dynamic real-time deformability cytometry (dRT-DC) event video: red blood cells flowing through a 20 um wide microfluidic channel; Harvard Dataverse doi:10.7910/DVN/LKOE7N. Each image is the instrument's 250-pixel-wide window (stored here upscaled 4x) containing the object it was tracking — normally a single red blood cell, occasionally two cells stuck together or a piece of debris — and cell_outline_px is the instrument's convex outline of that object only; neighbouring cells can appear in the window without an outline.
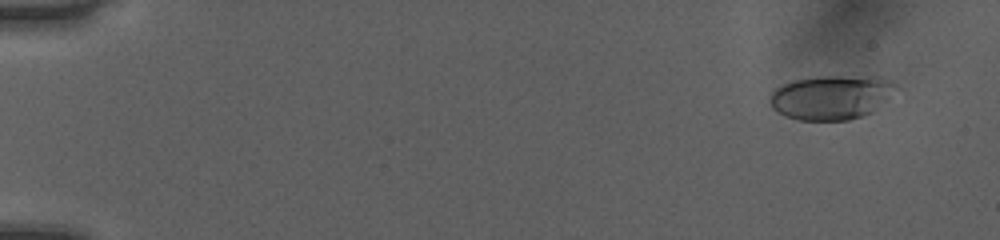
{"species": "human", "species_latin": "Homo sapiens", "temperature_condition": "room temperature", "stored_images_in_passage": 52, "camera_frame_rate_fps": 3000, "um_per_image_px": 0.085, "donor": {"sex": "female"}, "frame": {"image": 1, "passage_image": 4, "time_ms": 1.0, "image_size_px": [1000, 240], "cell_outline_px": [[900, 88], [872, 112], [848, 120], [800, 120], [784, 116], [776, 112], [772, 108], [772, 92], [776, 88], [784, 84], [796, 80], [820, 76], [840, 76], [892, 80]], "centroid_in_image_um": [70.66, 8.29], "position_along_channel_um": 14.3, "area_um2": 32.02}}
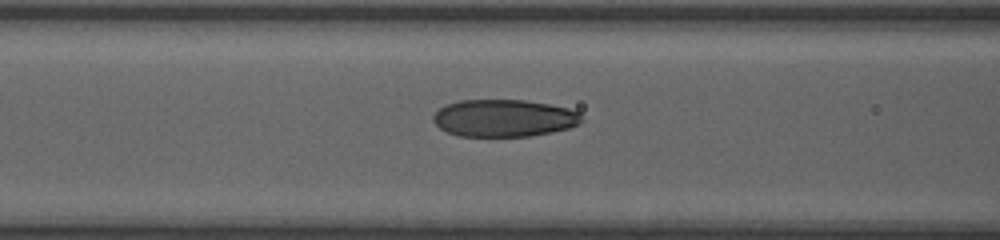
{"frame": {"image": 2, "passage_image": 23, "time_ms": 7.333, "image_size_px": [1000, 240], "cell_outline_px": [[584, 120], [580, 124], [568, 128], [532, 136], [460, 136], [448, 132], [440, 128], [432, 120], [432, 116], [440, 108], [448, 104], [460, 100], [524, 100], [548, 104], [568, 108], [580, 112]], "centroid_in_image_um": [42.86, 10.04], "position_along_channel_um": 123.7, "area_um2": 32.25}}
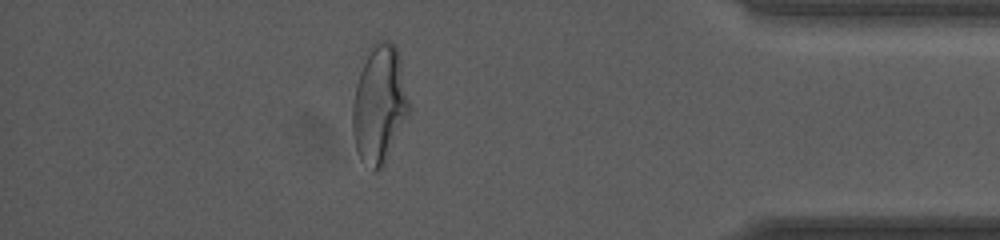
{"frame": {"image": 3, "passage_image": 46, "time_ms": 15.0, "image_size_px": [1000, 240], "cell_outline_px": [[412, 108], [384, 164], [376, 172], [372, 172], [360, 160], [356, 152], [352, 132], [352, 108], [356, 84], [368, 48], [376, 40], [388, 40], [396, 44], [400, 52]], "centroid_in_image_um": [32.27, 8.84], "position_along_channel_um": 402.9, "area_um2": 39.94}, "authors_computed_cell_mechanics": {"area_um2": 32.4547, "velocity_mm_per_s": 4.0595, "shape_relaxation_time_tau1_ms": 4.9871, "shape_relaxation_time_tau2_ms": 1.0028, "deformation_change_tau1": 0.1835, "deformation_change_tau2": 0.0688}}